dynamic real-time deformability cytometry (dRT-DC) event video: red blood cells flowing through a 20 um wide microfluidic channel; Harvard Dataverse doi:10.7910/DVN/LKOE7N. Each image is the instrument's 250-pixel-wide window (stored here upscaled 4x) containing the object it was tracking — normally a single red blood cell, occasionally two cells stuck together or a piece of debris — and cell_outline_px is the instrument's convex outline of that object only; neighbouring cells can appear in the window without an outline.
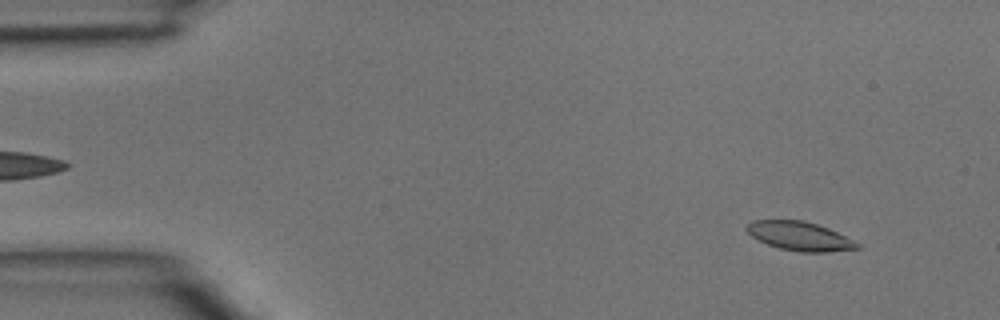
{"species": "common noctule bat (a hibernating species)", "species_latin": "Nyctalus noctula", "temperature_condition": "room temperature", "stored_images_in_passage": 3, "camera_frame_rate_fps": 3000, "um_per_image_px": 0.085, "animal": {"sex": "male", "body_mass_g": 15.6}, "frame": {"image": 1, "passage_image": 3, "time_ms": 0.667, "image_size_px": [1000, 320], "cell_outline_px": [[860, 248], [828, 252], [800, 252], [780, 248], [768, 244], [752, 236], [744, 228], [752, 220], [804, 220], [828, 228], [860, 244]], "centroid_in_image_um": [67.96, 20.07], "position_along_channel_um": 17.0, "area_um2": 18.38}}